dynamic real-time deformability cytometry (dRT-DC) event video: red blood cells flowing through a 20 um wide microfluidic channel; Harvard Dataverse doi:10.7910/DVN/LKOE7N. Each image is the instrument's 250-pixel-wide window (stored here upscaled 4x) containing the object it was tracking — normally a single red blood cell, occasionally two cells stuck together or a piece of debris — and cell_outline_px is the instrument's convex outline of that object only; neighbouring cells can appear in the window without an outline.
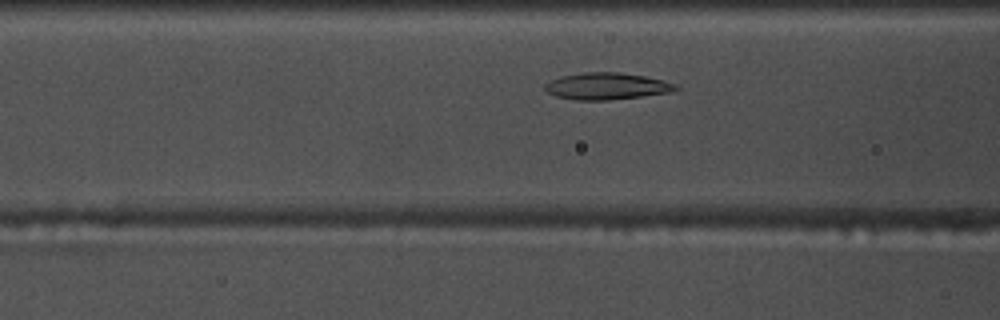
{"species": "common noctule bat (a hibernating species)", "species_latin": "Nyctalus noctula", "temperature_condition": "warm", "stored_images_in_passage": 31, "camera_frame_rate_fps": 3000, "um_per_image_px": 0.085, "animal": {"sex": "male", "body_mass_g": 17.5, "forearm_length_mm": 52.3}, "frame": {"image": 1, "passage_image": 7, "time_ms": 2.0, "image_size_px": [1000, 320], "cell_outline_px": [[680, 88], [668, 92], [640, 96], [608, 100], [576, 100], [556, 96], [548, 92], [544, 88], [544, 84], [548, 80], [560, 76], [584, 72], [620, 72], [644, 76], [664, 80], [676, 84]], "centroid_in_image_um": [51.52, 7.31], "position_along_channel_um": 115.1, "area_um2": 20.4}}
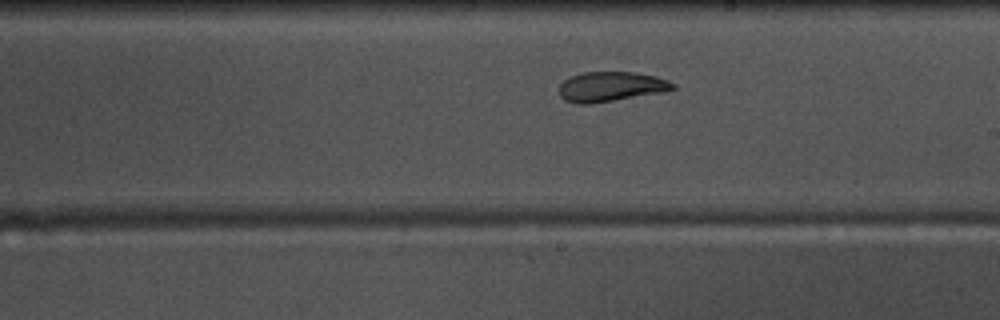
{"frame": {"image": 2, "passage_image": 17, "time_ms": 5.333, "image_size_px": [1000, 320], "cell_outline_px": [[676, 88], [664, 92], [592, 104], [580, 104], [564, 100], [560, 96], [560, 84], [564, 80], [572, 76], [584, 72], [636, 72], [656, 76], [668, 80], [676, 84]], "centroid_in_image_um": [51.96, 7.37], "position_along_channel_um": 237.0, "area_um2": 19.88}}
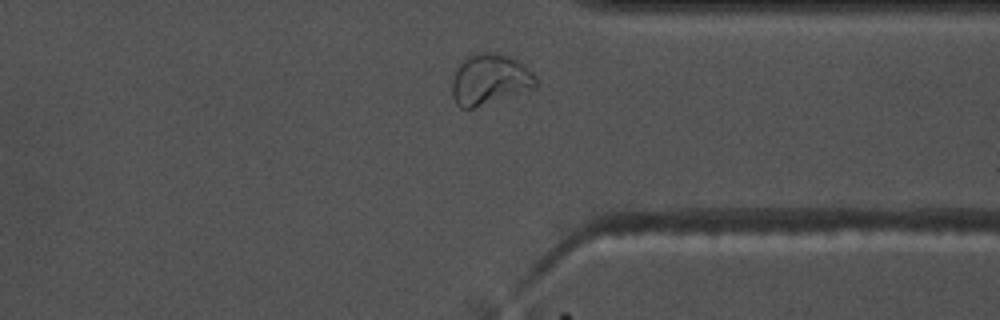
{"frame": {"image": 3, "passage_image": 28, "time_ms": 9.0, "image_size_px": [1000, 320], "cell_outline_px": [[536, 88], [472, 108], [460, 108], [456, 104], [452, 96], [452, 80], [456, 68], [460, 60], [464, 56], [476, 52], [496, 52], [508, 56], [524, 64], [536, 80]], "centroid_in_image_um": [41.57, 6.73], "position_along_channel_um": 369.8, "area_um2": 24.91}, "authors_computed_cell_mechanics": {"area_um2": 20.23, "velocity_mm_per_s": 3.6733, "shape_relaxation_time_tau1_ms": null, "shape_relaxation_time_tau2_ms": 1.589, "deformation_change_tau1": null, "deformation_change_tau2": 0.0722}}